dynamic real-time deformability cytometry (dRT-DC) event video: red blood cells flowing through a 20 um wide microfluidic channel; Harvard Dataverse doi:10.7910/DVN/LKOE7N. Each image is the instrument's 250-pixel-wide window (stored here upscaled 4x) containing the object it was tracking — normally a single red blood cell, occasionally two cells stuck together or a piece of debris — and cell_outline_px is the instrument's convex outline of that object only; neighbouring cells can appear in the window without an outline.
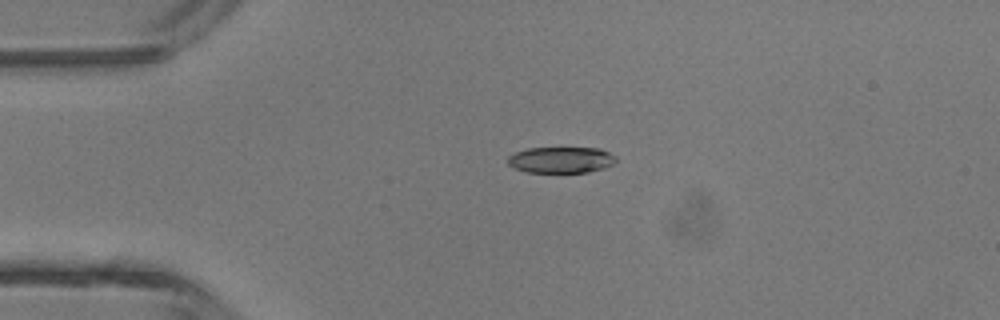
{"species": "common noctule bat (a hibernating species)", "species_latin": "Nyctalus noctula", "temperature_condition": "room temperature", "stored_images_in_passage": 3, "camera_frame_rate_fps": 3000, "um_per_image_px": 0.085, "animal": {"sex": "male", "body_mass_g": 13.3}, "frame": {"image": 1, "passage_image": 2, "time_ms": 0.333, "image_size_px": [1000, 320], "cell_outline_px": [[616, 160], [612, 164], [604, 168], [588, 172], [528, 172], [516, 168], [508, 164], [508, 156], [516, 152], [528, 148], [600, 148], [616, 156]], "centroid_in_image_um": [47.7, 13.58], "position_along_channel_um": 37.3, "area_um2": 16.36}}